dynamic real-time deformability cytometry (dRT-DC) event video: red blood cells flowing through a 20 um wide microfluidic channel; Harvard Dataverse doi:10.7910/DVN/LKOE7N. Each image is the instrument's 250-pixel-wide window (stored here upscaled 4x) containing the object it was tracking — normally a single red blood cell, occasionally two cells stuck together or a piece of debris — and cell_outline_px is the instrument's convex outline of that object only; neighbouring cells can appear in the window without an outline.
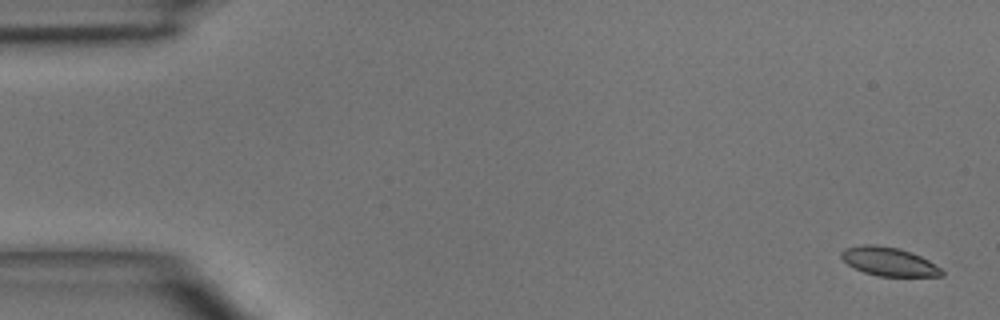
{"species": "common noctule bat (a hibernating species)", "species_latin": "Nyctalus noctula", "temperature_condition": "room temperature", "stored_images_in_passage": 5, "camera_frame_rate_fps": 3000, "um_per_image_px": 0.085, "animal": {"sex": "male", "body_mass_g": 15.6}, "frame": {"image": 1, "passage_image": 1, "time_ms": 0.0, "image_size_px": [1000, 320], "cell_outline_px": [[944, 276], [876, 276], [864, 272], [848, 264], [840, 256], [840, 252], [844, 248], [864, 244], [876, 244], [900, 248], [912, 252], [928, 260], [940, 268], [944, 272]], "centroid_in_image_um": [75.54, 22.22], "position_along_channel_um": 9.5, "area_um2": 16.82}}
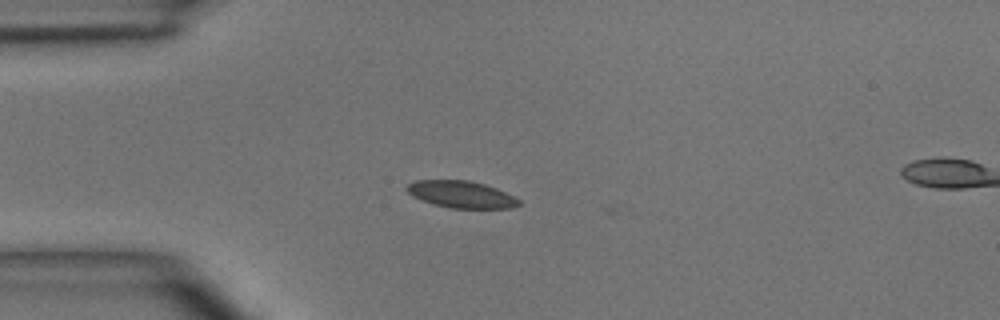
{"frame": {"image": 2, "passage_image": 4, "time_ms": 3.667, "image_size_px": [1000, 320], "cell_outline_px": [[520, 204], [512, 208], [448, 208], [432, 204], [412, 196], [404, 188], [412, 180], [468, 180], [484, 184], [496, 188], [520, 200]], "centroid_in_image_um": [39.15, 16.52], "position_along_channel_um": 45.8, "area_um2": 17.63}}